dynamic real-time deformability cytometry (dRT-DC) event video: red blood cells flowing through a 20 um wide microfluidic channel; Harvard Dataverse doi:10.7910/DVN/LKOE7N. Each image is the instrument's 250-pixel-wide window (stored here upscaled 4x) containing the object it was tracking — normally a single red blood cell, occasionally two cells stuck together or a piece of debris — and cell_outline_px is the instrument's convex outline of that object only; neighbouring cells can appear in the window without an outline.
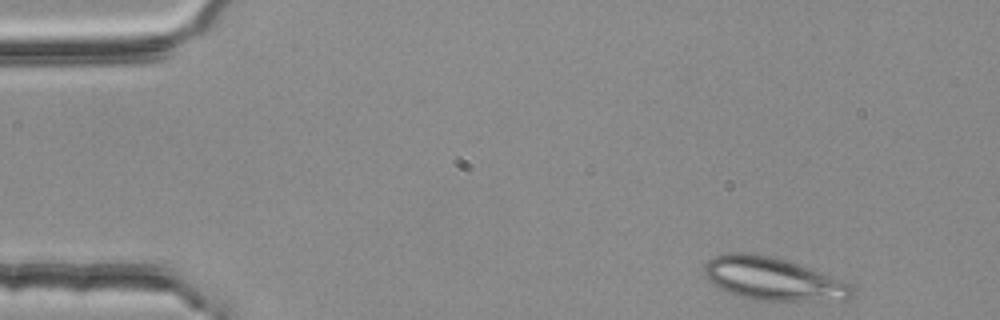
{"species": "common noctule bat (a hibernating species)", "species_latin": "Nyctalus noctula", "temperature_condition": "room temperature", "stored_images_in_passage": 46, "camera_frame_rate_fps": 3000, "um_per_image_px": 0.085, "animal": {"sex": "female", "body_mass_g": 25.1}, "frame": {"image": 1, "passage_image": 1, "time_ms": 0.0, "image_size_px": [1000, 320], "cell_outline_px": [[852, 292], [848, 300], [756, 300], [736, 296], [712, 284], [704, 276], [704, 264], [708, 260], [724, 252], [748, 252], [776, 256], [788, 260], [852, 284]], "centroid_in_image_um": [65.64, 23.68], "position_along_channel_um": 19.4, "area_um2": 37.11}}
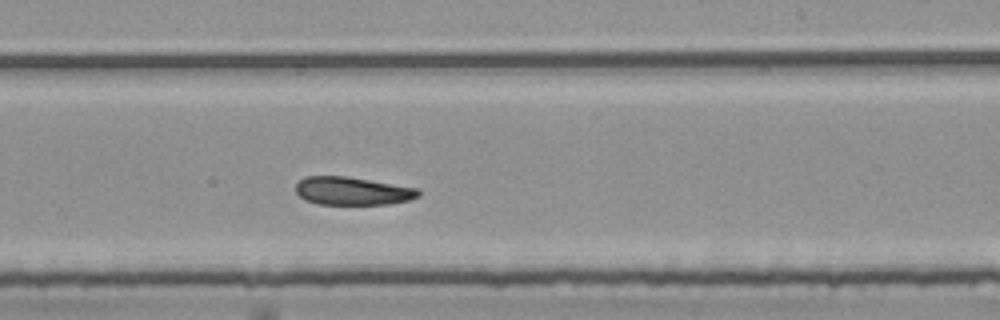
{"frame": {"image": 2, "passage_image": 28, "time_ms": 9.0, "image_size_px": [1000, 320], "cell_outline_px": [[420, 196], [408, 200], [392, 204], [316, 204], [300, 196], [296, 192], [296, 184], [304, 176], [344, 176], [416, 188], [420, 192]], "centroid_in_image_um": [29.94, 16.24], "position_along_channel_um": 259.1, "area_um2": 19.83}}
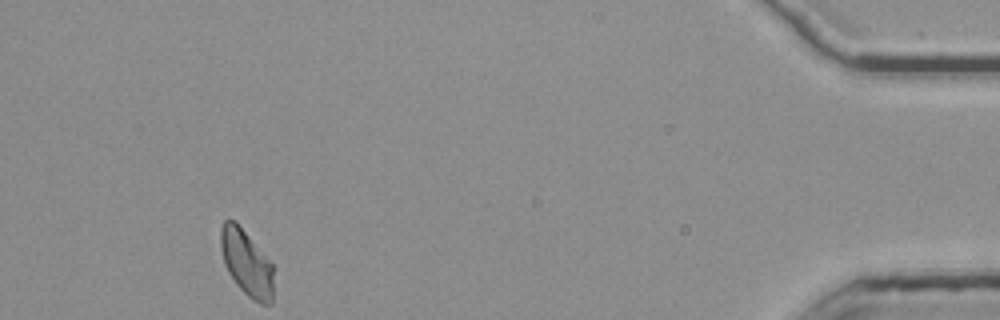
{"frame": {"image": 3, "passage_image": 46, "time_ms": 15.0, "image_size_px": [1000, 320], "cell_outline_px": [[276, 268], [272, 304], [260, 304], [252, 300], [236, 284], [228, 272], [224, 264], [220, 248], [220, 228], [224, 220], [236, 220]], "centroid_in_image_um": [20.99, 22.36], "position_along_channel_um": 414.2, "area_um2": 20.98}, "authors_computed_cell_mechanics": {"area_um2": 21.2415, "velocity_mm_per_s": 3.7535, "shape_relaxation_time_tau1_ms": null, "shape_relaxation_time_tau2_ms": 8.2206, "deformation_change_tau1": null, "deformation_change_tau2": 0.1447}}